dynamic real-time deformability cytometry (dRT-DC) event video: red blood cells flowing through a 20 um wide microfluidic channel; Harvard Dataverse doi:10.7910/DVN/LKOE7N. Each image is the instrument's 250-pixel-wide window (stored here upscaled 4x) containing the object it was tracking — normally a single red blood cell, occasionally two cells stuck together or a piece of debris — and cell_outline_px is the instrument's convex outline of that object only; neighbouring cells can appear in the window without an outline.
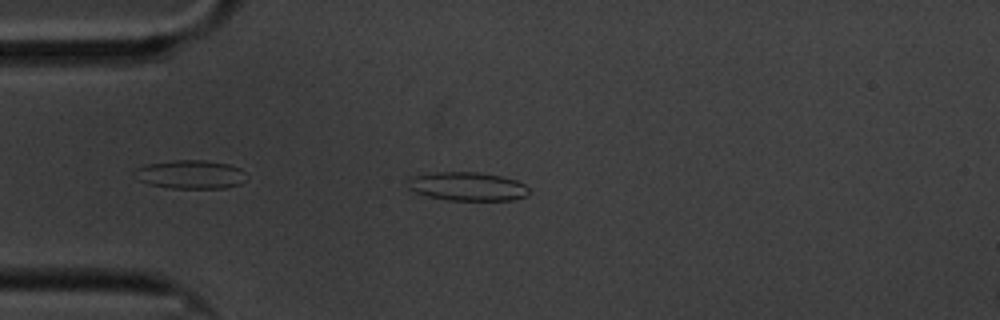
{"species": "common noctule bat (a hibernating species)", "species_latin": "Nyctalus noctula", "temperature_condition": "cold", "stored_images_in_passage": 43, "camera_frame_rate_fps": 3000, "um_per_image_px": 0.085, "animal": {"sex": "male", "body_mass_g": 20.1, "forearm_length_mm": 53.5}, "frame": {"image": 1, "passage_image": 5, "time_ms": 1.333, "image_size_px": [1000, 320], "cell_outline_px": [[528, 192], [524, 196], [512, 200], [448, 200], [428, 196], [416, 192], [408, 188], [408, 176], [436, 172], [476, 172], [500, 176], [516, 180], [524, 184], [528, 188]], "centroid_in_image_um": [39.68, 15.84], "position_along_channel_um": 45.3, "area_um2": 20.11}}
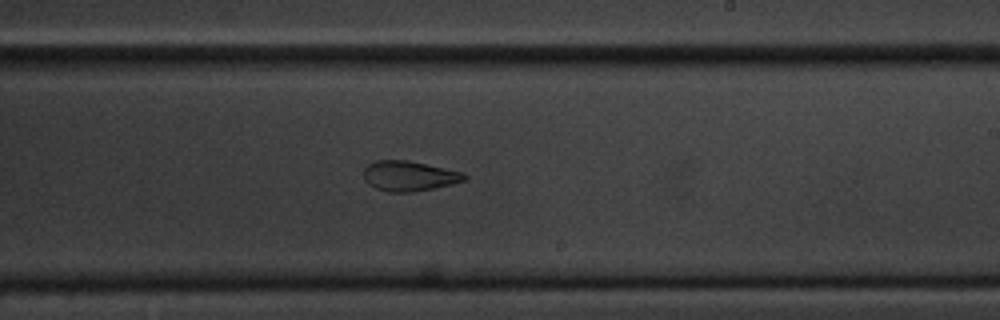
{"frame": {"image": 2, "passage_image": 25, "time_ms": 8.0, "image_size_px": [1000, 320], "cell_outline_px": [[468, 180], [452, 184], [412, 192], [388, 192], [376, 188], [368, 184], [364, 180], [364, 168], [368, 164], [376, 160], [408, 160], [464, 172], [468, 176]], "centroid_in_image_um": [34.79, 14.95], "position_along_channel_um": 254.2, "area_um2": 17.8}}
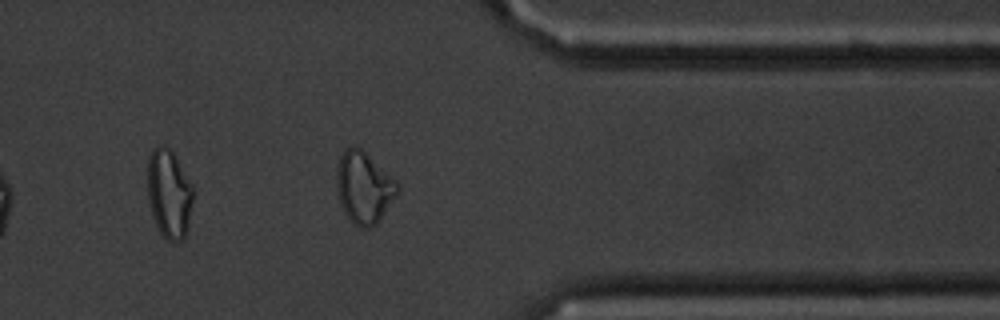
{"frame": {"image": 3, "passage_image": 37, "time_ms": 12.0, "image_size_px": [1000, 320], "cell_outline_px": [[400, 192], [376, 224], [368, 228], [360, 228], [352, 224], [344, 212], [336, 192], [336, 168], [340, 156], [344, 148], [356, 144], [396, 180], [400, 184]], "centroid_in_image_um": [30.92, 15.93], "position_along_channel_um": 380.5, "area_um2": 25.84}, "authors_computed_cell_mechanics": {"area_um2": 19.0162, "velocity_mm_per_s": 3.3764, "shape_relaxation_time_tau1_ms": null, "shape_relaxation_time_tau2_ms": 3.1729, "deformation_change_tau1": null, "deformation_change_tau2": 0.1119}}